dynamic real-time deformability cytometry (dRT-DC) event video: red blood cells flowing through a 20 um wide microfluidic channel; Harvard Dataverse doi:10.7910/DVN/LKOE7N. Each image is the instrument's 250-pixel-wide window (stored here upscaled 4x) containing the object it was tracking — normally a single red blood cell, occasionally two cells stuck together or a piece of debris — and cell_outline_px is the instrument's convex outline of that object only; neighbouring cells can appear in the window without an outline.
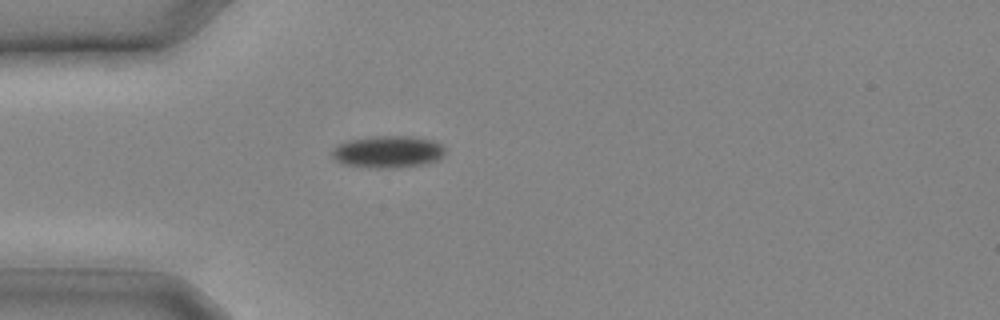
{"species": "common noctule bat (a hibernating species)", "species_latin": "Nyctalus noctula", "temperature_condition": "cold", "stored_images_in_passage": 5, "camera_frame_rate_fps": 3000, "um_per_image_px": 0.085, "animal": {"sex": "male", "body_mass_g": 20.4}, "frame": {"image": 1, "passage_image": 1, "time_ms": 0.0, "image_size_px": [1000, 320], "cell_outline_px": [[444, 152], [436, 160], [428, 164], [396, 168], [376, 168], [344, 164], [336, 160], [332, 156], [332, 148], [336, 144], [348, 140], [376, 136], [412, 136], [432, 140], [440, 144], [444, 148]], "centroid_in_image_um": [32.95, 12.9], "position_along_channel_um": 52.1, "area_um2": 21.15}}
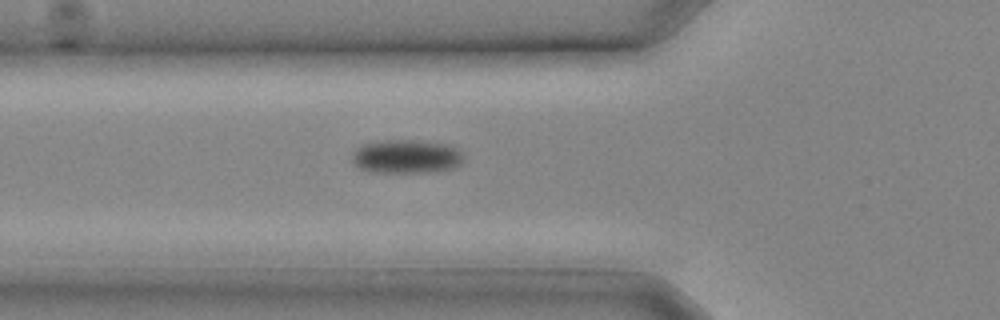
{"frame": {"image": 2, "passage_image": 3, "time_ms": 0.667, "image_size_px": [1000, 320], "cell_outline_px": [[464, 160], [456, 168], [436, 172], [372, 172], [360, 168], [352, 160], [352, 156], [356, 148], [360, 144], [388, 140], [412, 140], [448, 144], [456, 148], [464, 156]], "centroid_in_image_um": [34.57, 13.31], "position_along_channel_um": 91.2, "area_um2": 22.02}}
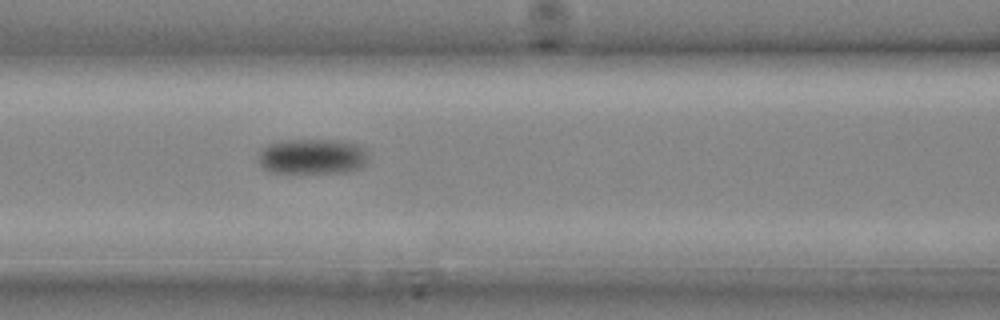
{"frame": {"image": 3, "passage_image": 5, "time_ms": 1.333, "image_size_px": [1000, 320], "cell_outline_px": [[364, 164], [360, 168], [348, 172], [272, 172], [264, 168], [256, 160], [256, 156], [260, 148], [276, 140], [340, 140], [356, 144], [364, 148]], "centroid_in_image_um": [26.44, 13.28], "position_along_channel_um": 140.2, "area_um2": 22.66}}